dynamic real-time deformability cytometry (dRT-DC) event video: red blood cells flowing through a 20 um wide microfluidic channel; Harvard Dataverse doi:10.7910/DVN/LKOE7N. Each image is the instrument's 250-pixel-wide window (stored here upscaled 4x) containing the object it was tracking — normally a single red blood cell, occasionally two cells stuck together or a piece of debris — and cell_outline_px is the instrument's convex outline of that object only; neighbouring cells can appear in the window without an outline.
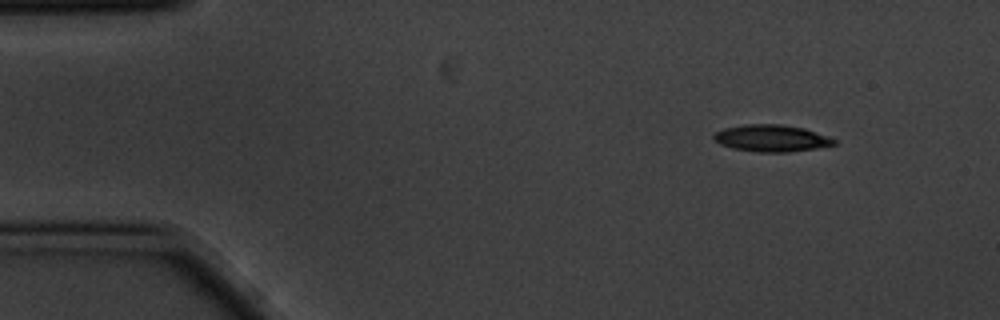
{"species": "common noctule bat (a hibernating species)", "species_latin": "Nyctalus noctula", "temperature_condition": "cold", "stored_images_in_passage": 3, "camera_frame_rate_fps": 3000, "um_per_image_px": 0.085, "animal": {"sex": "male", "body_mass_g": 20.1, "forearm_length_mm": 53.5}, "frame": {"image": 1, "passage_image": 1, "time_ms": 0.0, "image_size_px": [1000, 320], "cell_outline_px": [[836, 144], [816, 148], [788, 152], [756, 152], [732, 148], [720, 144], [712, 136], [716, 132], [724, 128], [744, 124], [780, 124], [804, 128], [836, 140]], "centroid_in_image_um": [65.54, 11.75], "position_along_channel_um": 19.5, "area_um2": 18.67}}
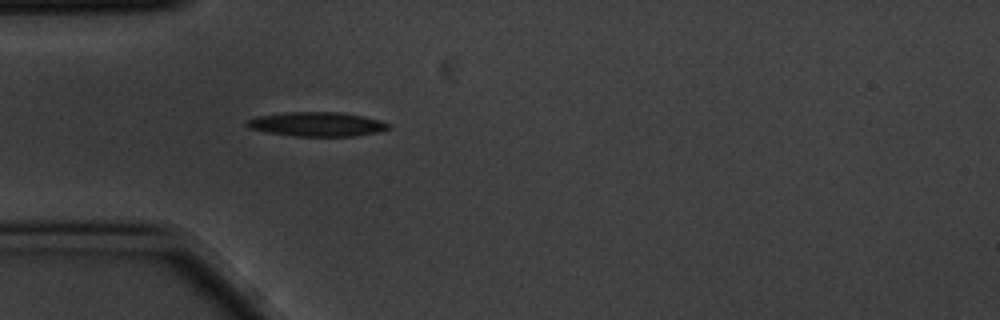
{"frame": {"image": 2, "passage_image": 3, "time_ms": 0.667, "image_size_px": [1000, 320], "cell_outline_px": [[392, 124], [388, 128], [380, 132], [352, 136], [296, 136], [268, 132], [248, 128], [244, 124], [248, 120], [256, 116], [284, 112], [340, 112], [364, 116], [380, 120]], "centroid_in_image_um": [26.94, 10.55], "position_along_channel_um": 58.1, "area_um2": 20.11}}